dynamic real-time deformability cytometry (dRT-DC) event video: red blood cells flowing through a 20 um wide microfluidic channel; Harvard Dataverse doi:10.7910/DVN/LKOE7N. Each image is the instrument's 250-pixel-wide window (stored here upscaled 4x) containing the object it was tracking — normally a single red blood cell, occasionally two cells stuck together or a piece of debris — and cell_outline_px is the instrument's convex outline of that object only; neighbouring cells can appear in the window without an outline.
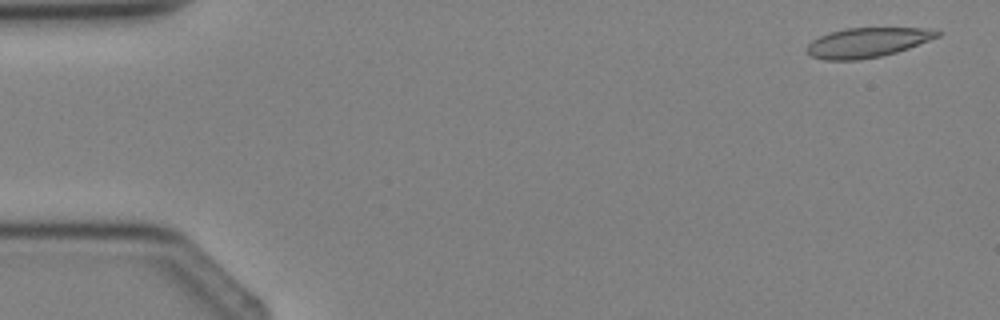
{"species": "Egyptian fruit bat (a non-hibernating species)", "species_latin": "Rousettus aegyptiacus", "temperature_condition": "cold", "stored_images_in_passage": 4, "camera_frame_rate_fps": 3000, "um_per_image_px": 0.085, "animal": {"sex": "female"}, "frame": {"image": 1, "passage_image": 1, "time_ms": 0.0, "image_size_px": [1000, 320], "cell_outline_px": [[944, 32], [940, 36], [908, 48], [896, 52], [880, 56], [856, 60], [824, 60], [812, 56], [808, 52], [808, 44], [812, 40], [828, 32], [844, 28], [928, 28]], "centroid_in_image_um": [73.74, 3.6], "position_along_channel_um": 11.3, "area_um2": 22.48}}